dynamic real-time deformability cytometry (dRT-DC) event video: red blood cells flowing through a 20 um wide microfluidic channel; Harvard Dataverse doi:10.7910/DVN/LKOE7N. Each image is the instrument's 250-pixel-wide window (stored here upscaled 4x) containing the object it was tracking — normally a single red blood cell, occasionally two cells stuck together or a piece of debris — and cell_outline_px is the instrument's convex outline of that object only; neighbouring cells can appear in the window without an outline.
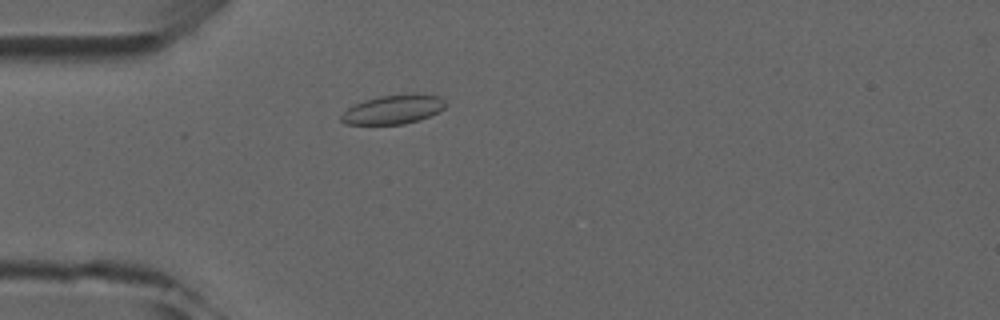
{"species": "common noctule bat (a hibernating species)", "species_latin": "Nyctalus noctula", "temperature_condition": "room temperature", "stored_images_in_passage": 3, "camera_frame_rate_fps": 3000, "um_per_image_px": 0.085, "animal": {"sex": "male", "forearm_length_mm": 52.5}, "frame": {"image": 1, "passage_image": 3, "time_ms": 2.333, "image_size_px": [1000, 320], "cell_outline_px": [[448, 104], [444, 108], [420, 120], [404, 124], [344, 124], [340, 120], [340, 116], [348, 108], [364, 100], [380, 96], [440, 96]], "centroid_in_image_um": [33.38, 9.35], "position_along_channel_um": 51.6, "area_um2": 16.99}}